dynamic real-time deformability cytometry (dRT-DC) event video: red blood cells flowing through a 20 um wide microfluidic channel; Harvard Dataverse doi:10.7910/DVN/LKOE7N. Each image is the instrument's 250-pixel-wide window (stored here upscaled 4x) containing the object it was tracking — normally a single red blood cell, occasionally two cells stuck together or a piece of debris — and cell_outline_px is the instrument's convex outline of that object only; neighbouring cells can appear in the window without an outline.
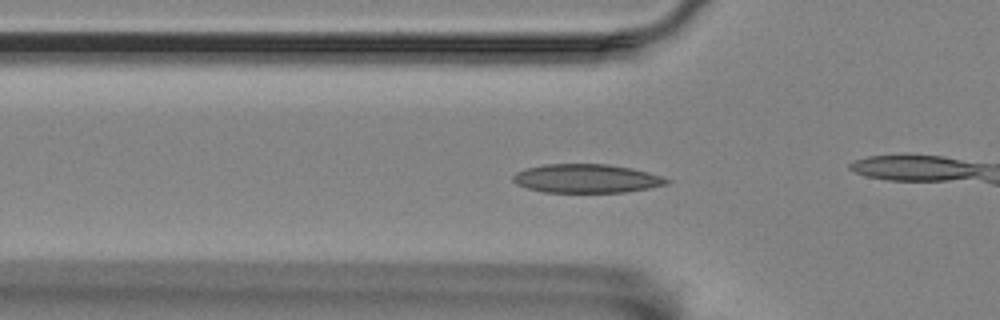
{"species": "Egyptian fruit bat (a non-hibernating species)", "species_latin": "Rousettus aegyptiacus", "temperature_condition": "room temperature", "stored_images_in_passage": 51, "camera_frame_rate_fps": 3000, "um_per_image_px": 0.085, "animal": {"sex": "female"}, "frame": {"image": 1, "passage_image": 12, "time_ms": 3.667, "image_size_px": [1000, 320], "cell_outline_px": [[672, 180], [668, 184], [648, 188], [624, 192], [544, 192], [528, 188], [516, 184], [512, 180], [512, 176], [516, 172], [528, 168], [544, 164], [608, 164], [632, 168], [664, 176]], "centroid_in_image_um": [49.88, 15.17], "position_along_channel_um": 75.9, "area_um2": 25.78}}
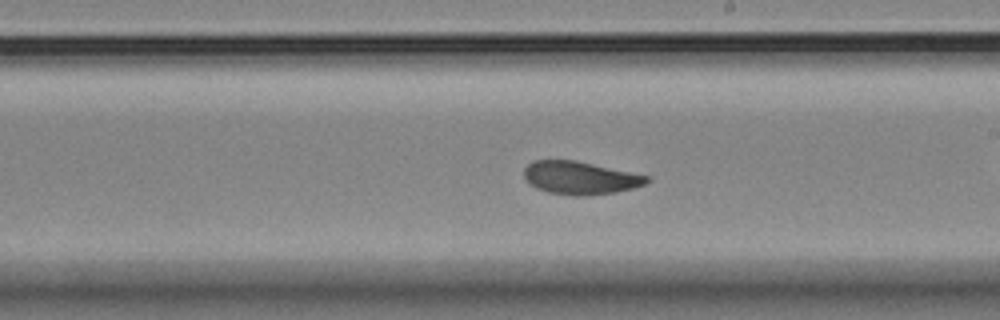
{"frame": {"image": 2, "passage_image": 26, "time_ms": 8.333, "image_size_px": [1000, 320], "cell_outline_px": [[652, 180], [644, 184], [632, 188], [616, 192], [584, 196], [572, 196], [548, 192], [536, 188], [524, 176], [524, 168], [532, 160], [576, 160], [648, 176]], "centroid_in_image_um": [49.3, 15.12], "position_along_channel_um": 239.7, "area_um2": 23.47}}
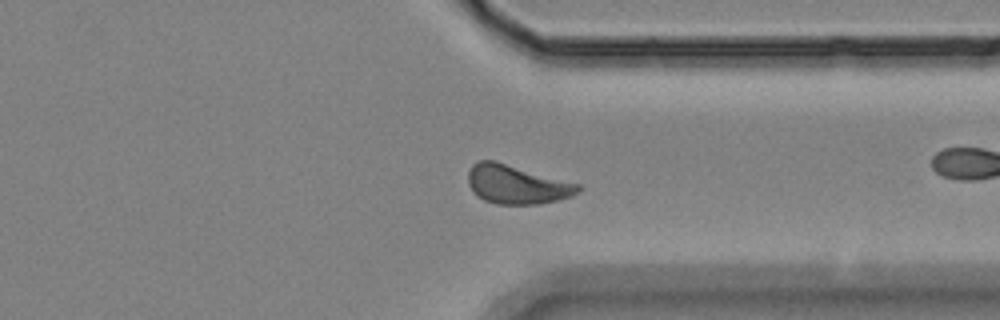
{"frame": {"image": 3, "passage_image": 37, "time_ms": 12.0, "image_size_px": [1000, 320], "cell_outline_px": [[584, 188], [580, 192], [572, 196], [556, 200], [536, 204], [496, 204], [484, 200], [472, 192], [468, 184], [468, 172], [472, 164], [480, 160], [496, 160], [580, 184]], "centroid_in_image_um": [43.93, 15.67], "position_along_channel_um": 367.5, "area_um2": 25.2}, "authors_computed_cell_mechanics": {"area_um2": 24.0448, "velocity_mm_per_s": 3.4871, "shape_relaxation_time_tau1_ms": 4.4737, "shape_relaxation_time_tau2_ms": 1.439, "deformation_change_tau1": 0.1333, "deformation_change_tau2": 0.0547}}